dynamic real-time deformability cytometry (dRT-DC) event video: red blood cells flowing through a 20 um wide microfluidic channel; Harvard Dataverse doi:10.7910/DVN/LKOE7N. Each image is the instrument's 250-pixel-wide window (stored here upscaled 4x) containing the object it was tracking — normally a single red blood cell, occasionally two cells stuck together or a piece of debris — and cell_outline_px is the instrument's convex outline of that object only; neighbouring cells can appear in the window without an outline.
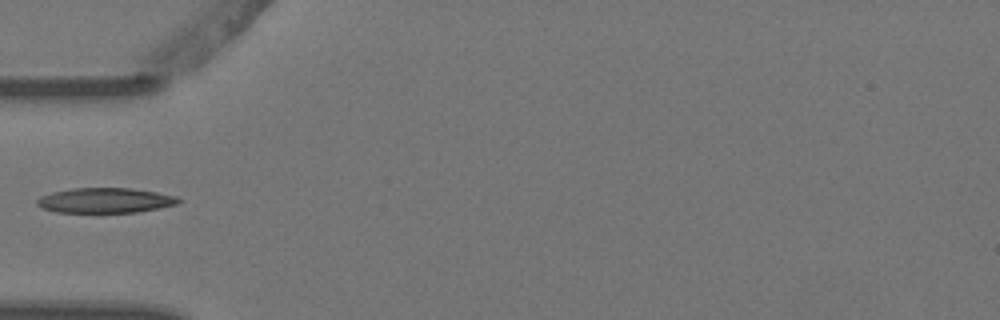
{"species": "Egyptian fruit bat (a non-hibernating species)", "species_latin": "Rousettus aegyptiacus", "temperature_condition": "warm", "stored_images_in_passage": 5, "camera_frame_rate_fps": 3000, "um_per_image_px": 0.085, "animal": {"sex": "female"}, "frame": {"image": 1, "passage_image": 4, "time_ms": 1.0, "image_size_px": [1000, 320], "cell_outline_px": [[184, 200], [176, 204], [136, 212], [56, 212], [44, 208], [36, 204], [36, 200], [40, 196], [52, 192], [72, 188], [132, 188], [156, 192], [176, 196]], "centroid_in_image_um": [8.93, 17.02], "position_along_channel_um": 76.1, "area_um2": 20.52}}
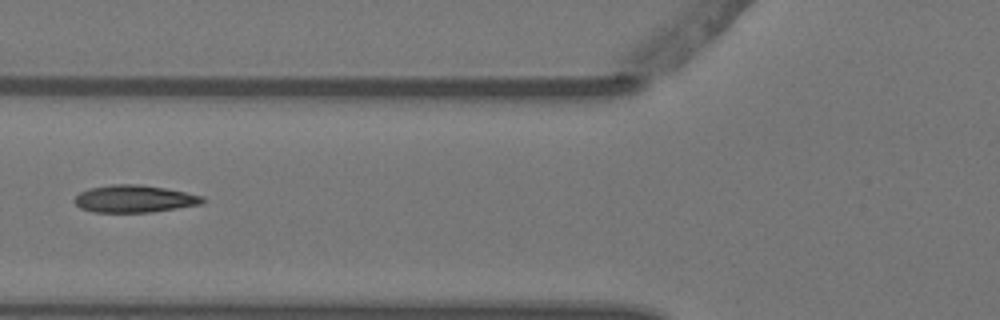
{"frame": {"image": 2, "passage_image": 5, "time_ms": 1.333, "image_size_px": [1000, 320], "cell_outline_px": [[204, 200], [200, 204], [152, 212], [92, 212], [80, 208], [72, 200], [80, 192], [88, 188], [112, 184], [140, 184], [164, 188], [204, 196]], "centroid_in_image_um": [11.36, 16.89], "position_along_channel_um": 114.4, "area_um2": 20.35}}